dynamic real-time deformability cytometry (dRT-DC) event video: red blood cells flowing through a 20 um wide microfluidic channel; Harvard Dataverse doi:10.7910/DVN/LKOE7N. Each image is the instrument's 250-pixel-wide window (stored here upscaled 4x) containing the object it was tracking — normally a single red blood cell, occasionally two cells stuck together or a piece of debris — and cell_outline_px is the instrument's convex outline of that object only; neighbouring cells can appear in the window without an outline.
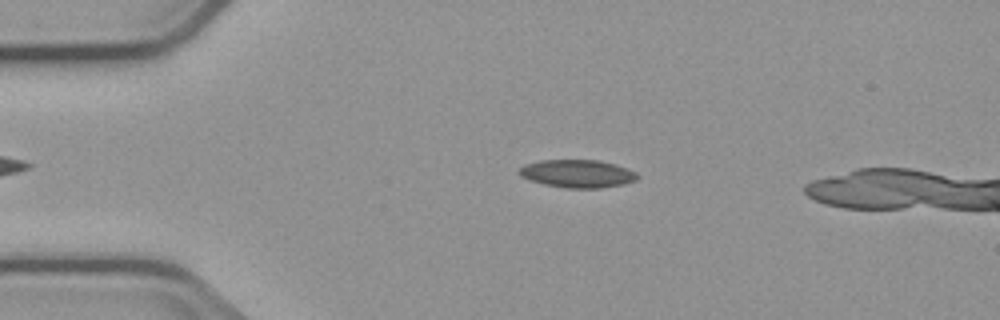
{"species": "common noctule bat (a hibernating species)", "species_latin": "Nyctalus noctula", "temperature_condition": "cold", "stored_images_in_passage": 4, "camera_frame_rate_fps": 3000, "um_per_image_px": 0.085, "animal": {"sex": "male", "body_mass_g": 23.1, "forearm_length_mm": 52.7}, "frame": {"image": 1, "passage_image": 3, "time_ms": 2.333, "image_size_px": [1000, 320], "cell_outline_px": [[636, 180], [624, 184], [600, 188], [564, 188], [544, 184], [528, 180], [520, 176], [516, 172], [524, 164], [540, 160], [600, 160], [616, 164], [636, 172]], "centroid_in_image_um": [49.03, 14.76], "position_along_channel_um": 36.0, "area_um2": 19.36}}